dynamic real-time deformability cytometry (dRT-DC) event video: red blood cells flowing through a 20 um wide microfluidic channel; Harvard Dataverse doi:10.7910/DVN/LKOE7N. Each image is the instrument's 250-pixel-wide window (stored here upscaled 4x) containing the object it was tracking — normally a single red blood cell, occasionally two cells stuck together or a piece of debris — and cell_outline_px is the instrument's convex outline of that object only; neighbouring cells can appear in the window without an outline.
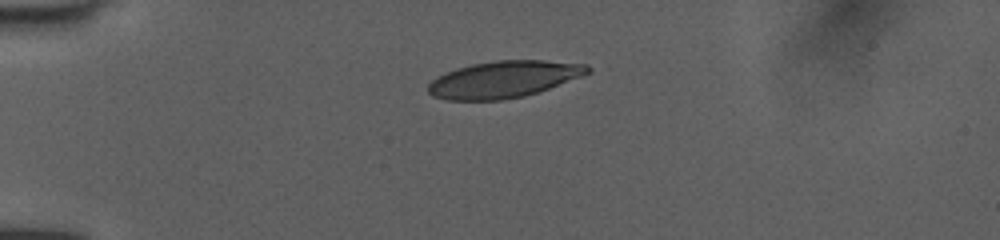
{"species": "human", "species_latin": "Homo sapiens", "temperature_condition": "room temperature", "stored_images_in_passage": 16, "camera_frame_rate_fps": 3000, "um_per_image_px": 0.085, "donor": {"sex": "female"}, "frame": {"image": 1, "passage_image": 1, "time_ms": 0.0, "image_size_px": [1000, 240], "cell_outline_px": [[592, 72], [548, 88], [524, 96], [500, 100], [448, 100], [432, 96], [428, 92], [428, 84], [436, 76], [456, 68], [472, 64], [496, 60], [544, 60], [588, 64], [592, 68]], "centroid_in_image_um": [42.81, 6.73], "position_along_channel_um": 42.2, "area_um2": 34.16}}
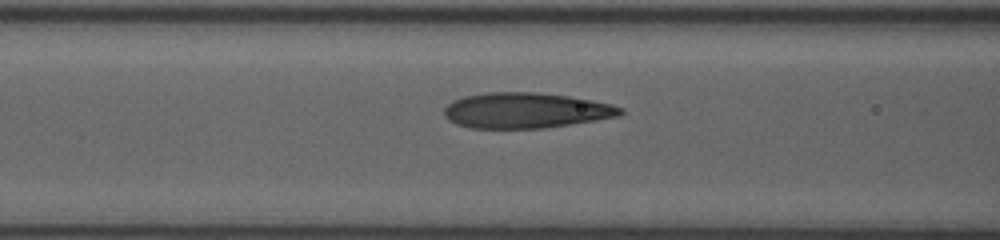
{"frame": {"image": 2, "passage_image": 10, "time_ms": 3.0, "image_size_px": [1000, 240], "cell_outline_px": [[624, 112], [620, 116], [596, 120], [544, 128], [472, 128], [456, 124], [448, 120], [444, 116], [444, 108], [452, 100], [464, 96], [488, 92], [536, 92], [568, 96], [592, 100], [612, 104], [624, 108]], "centroid_in_image_um": [44.69, 9.38], "position_along_channel_um": 121.9, "area_um2": 36.59}}
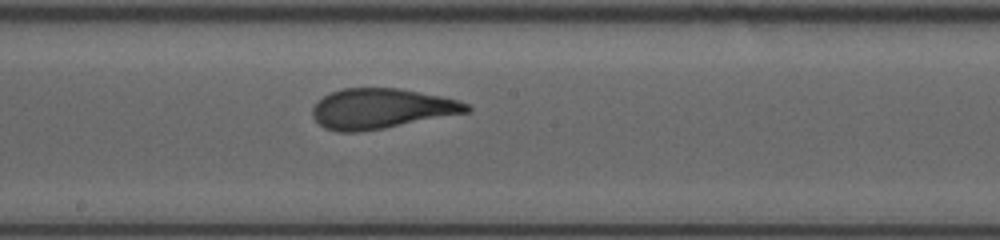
{"frame": {"image": 3, "passage_image": 16, "time_ms": 5.0, "image_size_px": [1000, 240], "cell_outline_px": [[472, 108], [468, 112], [384, 128], [356, 132], [340, 132], [324, 128], [312, 116], [312, 108], [316, 100], [332, 92], [344, 88], [400, 88], [460, 100], [468, 104]], "centroid_in_image_um": [32.39, 9.23], "position_along_channel_um": 215.8, "area_um2": 35.95}}